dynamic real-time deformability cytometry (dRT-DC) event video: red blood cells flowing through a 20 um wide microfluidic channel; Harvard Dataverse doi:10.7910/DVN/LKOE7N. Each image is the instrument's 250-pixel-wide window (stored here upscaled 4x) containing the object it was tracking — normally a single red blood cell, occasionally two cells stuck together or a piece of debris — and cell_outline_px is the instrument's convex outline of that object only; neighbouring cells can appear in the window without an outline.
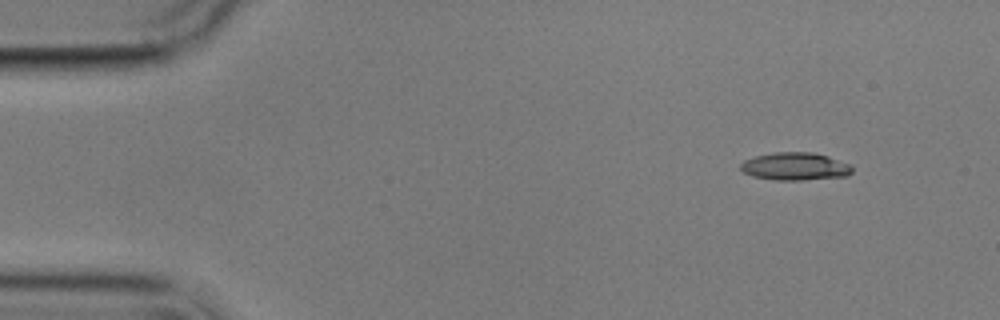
{"species": "common noctule bat (a hibernating species)", "species_latin": "Nyctalus noctula", "temperature_condition": "cold", "stored_images_in_passage": 4, "camera_frame_rate_fps": 3000, "um_per_image_px": 0.085, "animal": {"sex": "male", "body_mass_g": 17.9}, "frame": {"image": 1, "passage_image": 1, "time_ms": 0.0, "image_size_px": [1000, 320], "cell_outline_px": [[852, 172], [848, 176], [800, 180], [772, 180], [752, 176], [744, 172], [740, 168], [740, 164], [744, 160], [756, 156], [772, 152], [812, 152], [828, 156], [852, 164]], "centroid_in_image_um": [67.6, 14.14], "position_along_channel_um": 17.4, "area_um2": 18.21}}
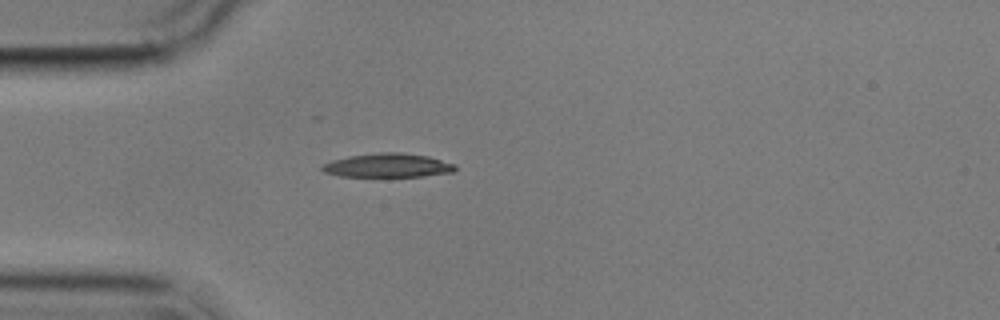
{"frame": {"image": 2, "passage_image": 4, "time_ms": 3.333, "image_size_px": [1000, 320], "cell_outline_px": [[456, 168], [452, 172], [424, 176], [340, 176], [324, 172], [320, 168], [324, 164], [332, 160], [348, 156], [380, 152], [400, 152], [428, 156], [456, 164]], "centroid_in_image_um": [32.97, 14.05], "position_along_channel_um": 52.0, "area_um2": 18.44}}